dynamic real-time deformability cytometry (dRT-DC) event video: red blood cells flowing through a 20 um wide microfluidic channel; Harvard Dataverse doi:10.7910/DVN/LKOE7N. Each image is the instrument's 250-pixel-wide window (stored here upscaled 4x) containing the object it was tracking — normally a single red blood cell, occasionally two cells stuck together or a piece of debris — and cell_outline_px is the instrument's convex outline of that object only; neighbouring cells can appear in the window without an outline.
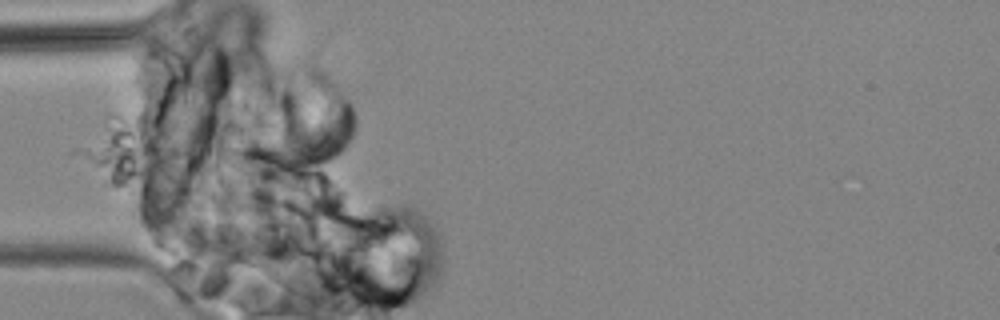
{"species": "common noctule bat (a hibernating species)", "species_latin": "Nyctalus noctula", "temperature_condition": "cold", "stored_images_in_passage": 6, "camera_frame_rate_fps": 3000, "um_per_image_px": 0.085, "animal": {"sex": "male", "body_mass_g": 19.2, "forearm_length_mm": 51.8}, "frame": {"image": 1, "passage_image": 3, "time_ms": 2.333, "image_size_px": [1000, 320], "cell_outline_px": [[356, 120], [352, 136], [348, 144], [332, 160], [324, 164], [284, 168], [268, 164], [260, 160], [264, 144], [280, 128], [328, 104], [348, 104], [352, 108]], "centroid_in_image_um": [26.47, 11.74], "position_along_channel_um": 58.5, "area_um2": 29.48}}